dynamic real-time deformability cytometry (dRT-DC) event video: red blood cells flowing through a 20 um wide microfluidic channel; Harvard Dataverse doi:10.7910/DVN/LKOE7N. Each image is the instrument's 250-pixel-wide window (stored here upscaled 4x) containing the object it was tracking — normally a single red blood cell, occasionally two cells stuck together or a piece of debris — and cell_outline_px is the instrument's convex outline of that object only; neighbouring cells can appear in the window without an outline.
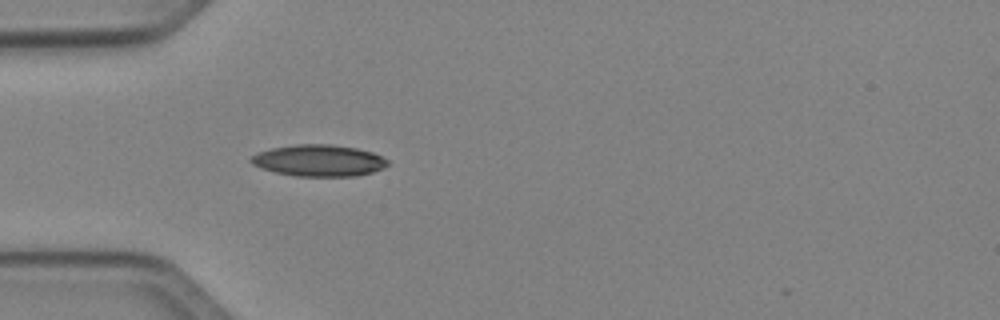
{"species": "Egyptian fruit bat (a non-hibernating species)", "species_latin": "Rousettus aegyptiacus", "temperature_condition": "cold", "stored_images_in_passage": 4, "camera_frame_rate_fps": 3000, "um_per_image_px": 0.085, "animal": {"sex": "female"}, "frame": {"image": 1, "passage_image": 4, "time_ms": 3.667, "image_size_px": [1000, 320], "cell_outline_px": [[388, 164], [384, 168], [372, 172], [356, 176], [296, 176], [276, 172], [260, 168], [252, 164], [248, 160], [256, 152], [272, 148], [296, 144], [332, 144], [356, 148], [372, 152], [388, 160]], "centroid_in_image_um": [27.08, 13.64], "position_along_channel_um": 57.9, "area_um2": 25.2}}